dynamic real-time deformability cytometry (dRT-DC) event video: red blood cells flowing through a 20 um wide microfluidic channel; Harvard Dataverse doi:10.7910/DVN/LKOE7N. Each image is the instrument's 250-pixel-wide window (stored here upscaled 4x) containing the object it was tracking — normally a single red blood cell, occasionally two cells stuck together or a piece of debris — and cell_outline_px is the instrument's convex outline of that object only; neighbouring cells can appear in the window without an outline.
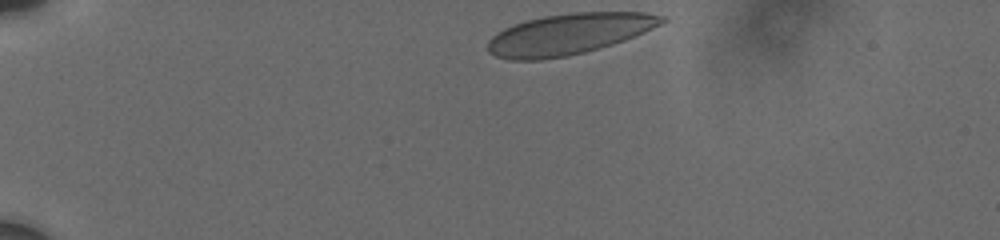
{"species": "human", "species_latin": "Homo sapiens", "temperature_condition": "cold", "stored_images_in_passage": 33, "camera_frame_rate_fps": 3000, "um_per_image_px": 0.085, "donor": {"sex": "male"}, "frame": {"image": 1, "passage_image": 1, "time_ms": 0.0, "image_size_px": [1000, 240], "cell_outline_px": [[668, 20], [644, 32], [624, 40], [612, 44], [584, 52], [568, 56], [540, 60], [512, 60], [496, 56], [488, 52], [488, 40], [496, 32], [512, 24], [544, 16], [572, 12], [644, 12], [668, 16]], "centroid_in_image_um": [48.35, 2.89], "position_along_channel_um": 36.7, "area_um2": 41.56}}
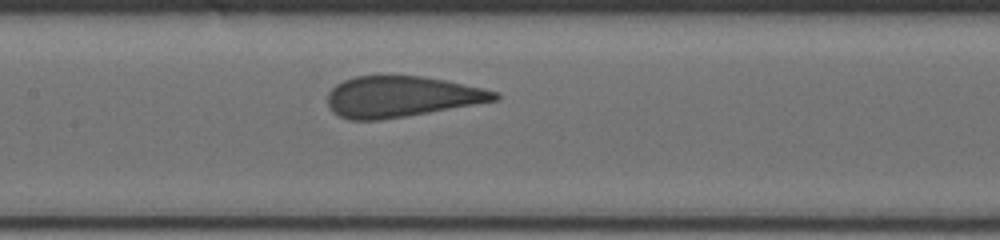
{"frame": {"image": 2, "passage_image": 19, "time_ms": 5.667, "image_size_px": [1000, 240], "cell_outline_px": [[500, 96], [496, 100], [428, 112], [380, 120], [348, 120], [332, 112], [328, 104], [328, 92], [336, 84], [344, 80], [356, 76], [420, 76], [444, 80], [484, 88], [496, 92]], "centroid_in_image_um": [34.06, 8.21], "position_along_channel_um": 173.3, "area_um2": 39.36}}
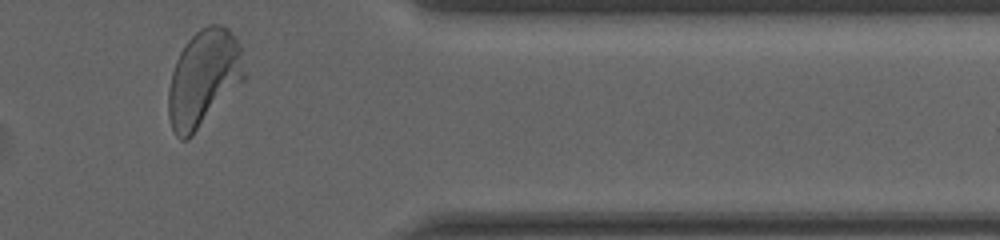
{"frame": {"image": 3, "passage_image": 33, "time_ms": 12.0, "image_size_px": [1000, 240], "cell_outline_px": [[244, 80], [192, 136], [188, 140], [180, 140], [176, 136], [172, 128], [168, 116], [168, 88], [172, 72], [176, 60], [180, 52], [188, 40], [200, 28], [208, 24], [220, 24], [228, 28], [236, 36], [240, 48], [244, 72]], "centroid_in_image_um": [17.29, 6.65], "position_along_channel_um": 394.1, "area_um2": 42.66}, "authors_computed_cell_mechanics": {"area_um2": 41.038, "velocity_mm_per_s": 3.6766, "shape_relaxation_time_tau1_ms": 5.6995, "shape_relaxation_time_tau2_ms": null, "deformation_change_tau1": 0.1537, "deformation_change_tau2": null}}